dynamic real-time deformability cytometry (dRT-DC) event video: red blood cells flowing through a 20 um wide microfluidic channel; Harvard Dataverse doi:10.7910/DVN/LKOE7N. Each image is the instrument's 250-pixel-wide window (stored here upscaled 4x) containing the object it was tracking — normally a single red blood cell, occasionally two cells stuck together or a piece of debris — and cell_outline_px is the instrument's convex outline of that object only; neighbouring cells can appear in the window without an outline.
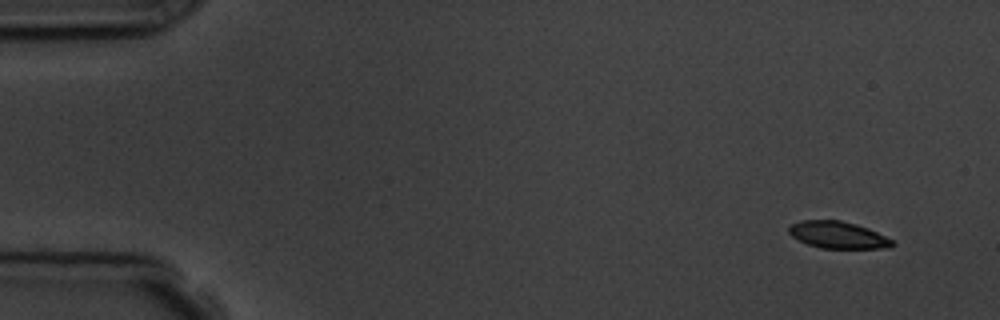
{"species": "common noctule bat (a hibernating species)", "species_latin": "Nyctalus noctula", "temperature_condition": "room temperature", "stored_images_in_passage": 5, "camera_frame_rate_fps": 3000, "um_per_image_px": 0.085, "animal": {"sex": "male", "body_mass_g": 19.5, "forearm_length_mm": 54.6}, "frame": {"image": 1, "passage_image": 1, "time_ms": 0.0, "image_size_px": [1000, 320], "cell_outline_px": [[896, 244], [888, 248], [820, 248], [808, 244], [792, 236], [788, 232], [788, 228], [792, 224], [800, 220], [840, 220], [856, 224], [868, 228], [892, 240]], "centroid_in_image_um": [71.22, 19.97], "position_along_channel_um": 13.8, "area_um2": 16.13}}
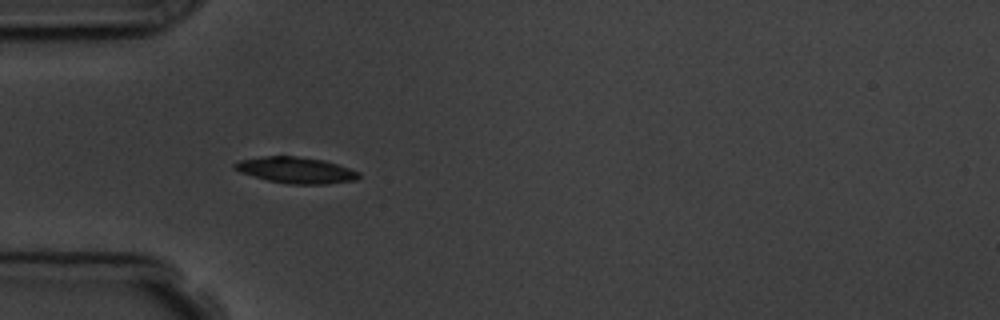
{"frame": {"image": 2, "passage_image": 4, "time_ms": 4.333, "image_size_px": [1000, 320], "cell_outline_px": [[360, 176], [356, 180], [328, 184], [288, 184], [268, 180], [240, 172], [232, 168], [232, 164], [240, 160], [264, 156], [296, 156], [324, 160], [360, 172]], "centroid_in_image_um": [25.14, 14.46], "position_along_channel_um": 59.9, "area_um2": 18.9}}